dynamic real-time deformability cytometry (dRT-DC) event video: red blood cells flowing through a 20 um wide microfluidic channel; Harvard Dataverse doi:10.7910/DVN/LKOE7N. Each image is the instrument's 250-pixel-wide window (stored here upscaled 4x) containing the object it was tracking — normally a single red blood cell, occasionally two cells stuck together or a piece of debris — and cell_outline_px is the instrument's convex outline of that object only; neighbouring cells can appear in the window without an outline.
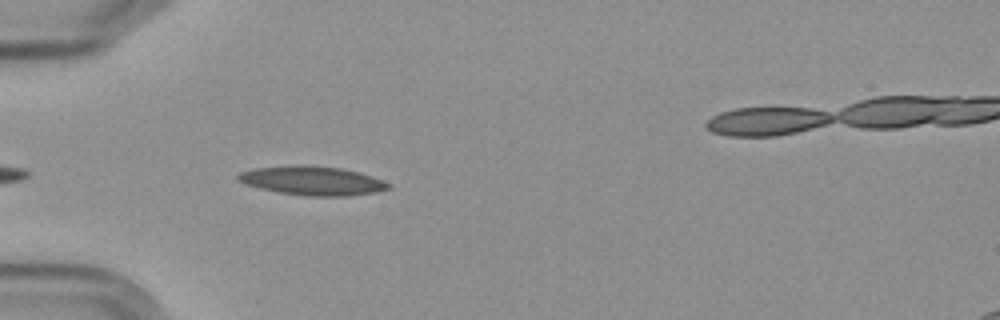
{"species": "Egyptian fruit bat (a non-hibernating species)", "species_latin": "Rousettus aegyptiacus", "temperature_condition": "cold", "stored_images_in_passage": 6, "camera_frame_rate_fps": 3000, "um_per_image_px": 0.085, "frame": {"image": 1, "passage_image": 5, "time_ms": 5.667, "image_size_px": [1000, 320], "cell_outline_px": [[392, 188], [376, 192], [348, 196], [308, 196], [280, 192], [260, 188], [244, 184], [236, 176], [240, 172], [252, 168], [296, 164], [304, 164], [340, 168], [360, 172], [372, 176], [392, 184]], "centroid_in_image_um": [26.57, 15.35], "position_along_channel_um": 58.4, "area_um2": 25.61}}